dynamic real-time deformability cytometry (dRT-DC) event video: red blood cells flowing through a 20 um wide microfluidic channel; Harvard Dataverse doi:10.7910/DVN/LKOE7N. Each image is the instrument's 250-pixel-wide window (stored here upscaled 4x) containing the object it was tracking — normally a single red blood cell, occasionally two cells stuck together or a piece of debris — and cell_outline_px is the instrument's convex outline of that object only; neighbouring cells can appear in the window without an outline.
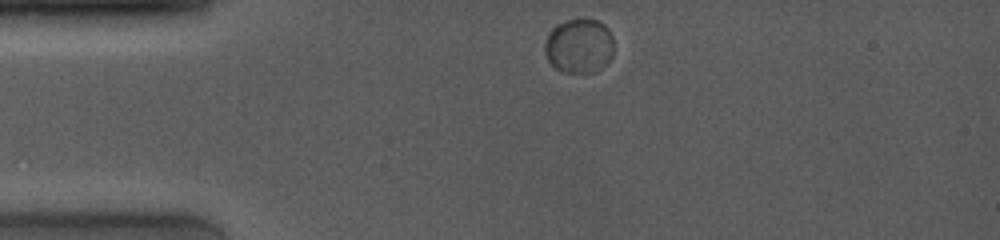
{"species": "common noctule bat (a hibernating species)", "species_latin": "Nyctalus noctula", "temperature_condition": "room temperature", "stored_images_in_passage": 19, "camera_frame_rate_fps": 4000, "um_per_image_px": 0.085, "animal": {"sex": "female", "body_mass_g": 19.0, "forearm_length_mm": 53.3}, "frame": {"image": 1, "passage_image": 1, "time_ms": 0.0, "image_size_px": [1000, 240], "cell_outline_px": [[612, 56], [600, 68], [592, 72], [564, 72], [556, 68], [548, 60], [544, 52], [544, 44], [548, 32], [556, 24], [568, 20], [596, 20], [604, 24], [608, 28], [612, 36]], "centroid_in_image_um": [49.19, 3.89], "position_along_channel_um": 35.8, "area_um2": 21.73}}
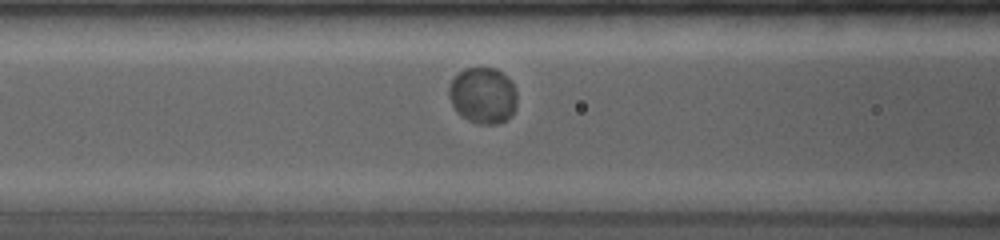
{"frame": {"image": 2, "passage_image": 7, "time_ms": 3.25, "image_size_px": [1000, 240], "cell_outline_px": [[516, 108], [500, 124], [476, 124], [468, 120], [456, 112], [448, 96], [448, 88], [452, 80], [464, 68], [496, 68], [516, 88]], "centroid_in_image_um": [41.02, 8.13], "position_along_channel_um": 125.6, "area_um2": 22.2}}
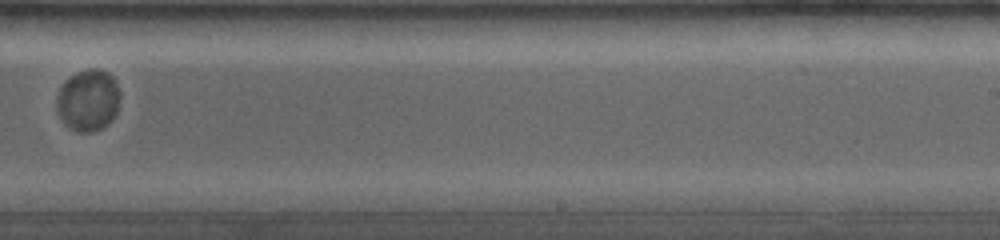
{"frame": {"image": 3, "passage_image": 18, "time_ms": 7.25, "image_size_px": [1000, 240], "cell_outline_px": [[120, 96], [116, 112], [112, 120], [108, 124], [92, 132], [76, 132], [68, 128], [64, 124], [56, 108], [56, 100], [60, 88], [64, 80], [88, 68], [100, 68], [108, 72], [116, 80], [120, 92]], "centroid_in_image_um": [7.5, 8.52], "position_along_channel_um": 281.5, "area_um2": 23.0}}